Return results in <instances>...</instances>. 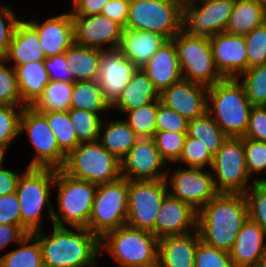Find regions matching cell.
<instances>
[{
  "label": "cell",
  "instance_id": "obj_1",
  "mask_svg": "<svg viewBox=\"0 0 266 267\" xmlns=\"http://www.w3.org/2000/svg\"><path fill=\"white\" fill-rule=\"evenodd\" d=\"M248 219L244 194L218 193L198 211L197 231L203 243L230 252Z\"/></svg>",
  "mask_w": 266,
  "mask_h": 267
},
{
  "label": "cell",
  "instance_id": "obj_2",
  "mask_svg": "<svg viewBox=\"0 0 266 267\" xmlns=\"http://www.w3.org/2000/svg\"><path fill=\"white\" fill-rule=\"evenodd\" d=\"M38 240L44 267H94L100 250V238L87 228L53 225L52 235L42 230L32 233Z\"/></svg>",
  "mask_w": 266,
  "mask_h": 267
},
{
  "label": "cell",
  "instance_id": "obj_3",
  "mask_svg": "<svg viewBox=\"0 0 266 267\" xmlns=\"http://www.w3.org/2000/svg\"><path fill=\"white\" fill-rule=\"evenodd\" d=\"M240 80L224 78L208 87L207 112L228 137H244L253 107Z\"/></svg>",
  "mask_w": 266,
  "mask_h": 267
},
{
  "label": "cell",
  "instance_id": "obj_4",
  "mask_svg": "<svg viewBox=\"0 0 266 267\" xmlns=\"http://www.w3.org/2000/svg\"><path fill=\"white\" fill-rule=\"evenodd\" d=\"M55 186L58 188V212L53 207L52 225L87 228L98 185L73 178L58 169Z\"/></svg>",
  "mask_w": 266,
  "mask_h": 267
},
{
  "label": "cell",
  "instance_id": "obj_5",
  "mask_svg": "<svg viewBox=\"0 0 266 267\" xmlns=\"http://www.w3.org/2000/svg\"><path fill=\"white\" fill-rule=\"evenodd\" d=\"M56 170L27 168L18 180L16 194L20 205L21 226L28 234L41 231V215L45 206L52 221L50 190L54 186Z\"/></svg>",
  "mask_w": 266,
  "mask_h": 267
},
{
  "label": "cell",
  "instance_id": "obj_6",
  "mask_svg": "<svg viewBox=\"0 0 266 267\" xmlns=\"http://www.w3.org/2000/svg\"><path fill=\"white\" fill-rule=\"evenodd\" d=\"M171 41L176 50L182 79L207 87L224 79L216 68L210 37L188 35L181 30Z\"/></svg>",
  "mask_w": 266,
  "mask_h": 267
},
{
  "label": "cell",
  "instance_id": "obj_7",
  "mask_svg": "<svg viewBox=\"0 0 266 267\" xmlns=\"http://www.w3.org/2000/svg\"><path fill=\"white\" fill-rule=\"evenodd\" d=\"M159 239L149 231L124 225L100 238V250L105 249L119 267H133L158 259Z\"/></svg>",
  "mask_w": 266,
  "mask_h": 267
},
{
  "label": "cell",
  "instance_id": "obj_8",
  "mask_svg": "<svg viewBox=\"0 0 266 267\" xmlns=\"http://www.w3.org/2000/svg\"><path fill=\"white\" fill-rule=\"evenodd\" d=\"M61 170L67 175L97 185L118 180L120 162L97 141L80 143L65 159Z\"/></svg>",
  "mask_w": 266,
  "mask_h": 267
},
{
  "label": "cell",
  "instance_id": "obj_9",
  "mask_svg": "<svg viewBox=\"0 0 266 267\" xmlns=\"http://www.w3.org/2000/svg\"><path fill=\"white\" fill-rule=\"evenodd\" d=\"M183 4L181 0H130L126 27L171 40L182 30Z\"/></svg>",
  "mask_w": 266,
  "mask_h": 267
},
{
  "label": "cell",
  "instance_id": "obj_10",
  "mask_svg": "<svg viewBox=\"0 0 266 267\" xmlns=\"http://www.w3.org/2000/svg\"><path fill=\"white\" fill-rule=\"evenodd\" d=\"M128 213V180H118L97 186L88 227L101 238L105 233L126 225Z\"/></svg>",
  "mask_w": 266,
  "mask_h": 267
},
{
  "label": "cell",
  "instance_id": "obj_11",
  "mask_svg": "<svg viewBox=\"0 0 266 267\" xmlns=\"http://www.w3.org/2000/svg\"><path fill=\"white\" fill-rule=\"evenodd\" d=\"M211 169L219 193L244 194L255 183H249L243 137H228L213 156Z\"/></svg>",
  "mask_w": 266,
  "mask_h": 267
},
{
  "label": "cell",
  "instance_id": "obj_12",
  "mask_svg": "<svg viewBox=\"0 0 266 267\" xmlns=\"http://www.w3.org/2000/svg\"><path fill=\"white\" fill-rule=\"evenodd\" d=\"M169 194L165 179L155 181L128 180V213L126 225L152 232L165 197Z\"/></svg>",
  "mask_w": 266,
  "mask_h": 267
},
{
  "label": "cell",
  "instance_id": "obj_13",
  "mask_svg": "<svg viewBox=\"0 0 266 267\" xmlns=\"http://www.w3.org/2000/svg\"><path fill=\"white\" fill-rule=\"evenodd\" d=\"M26 133L36 155L26 168L61 169L66 155L60 150L46 117L34 107H24L20 119V134Z\"/></svg>",
  "mask_w": 266,
  "mask_h": 267
},
{
  "label": "cell",
  "instance_id": "obj_14",
  "mask_svg": "<svg viewBox=\"0 0 266 267\" xmlns=\"http://www.w3.org/2000/svg\"><path fill=\"white\" fill-rule=\"evenodd\" d=\"M234 4L235 0H194L183 4L182 31L206 37L225 32Z\"/></svg>",
  "mask_w": 266,
  "mask_h": 267
},
{
  "label": "cell",
  "instance_id": "obj_15",
  "mask_svg": "<svg viewBox=\"0 0 266 267\" xmlns=\"http://www.w3.org/2000/svg\"><path fill=\"white\" fill-rule=\"evenodd\" d=\"M212 172L201 168H182L178 166L171 175H166L169 194L192 206L197 212L219 192L214 185Z\"/></svg>",
  "mask_w": 266,
  "mask_h": 267
},
{
  "label": "cell",
  "instance_id": "obj_16",
  "mask_svg": "<svg viewBox=\"0 0 266 267\" xmlns=\"http://www.w3.org/2000/svg\"><path fill=\"white\" fill-rule=\"evenodd\" d=\"M119 162L121 177L131 181L165 179L169 172L153 138H139Z\"/></svg>",
  "mask_w": 266,
  "mask_h": 267
},
{
  "label": "cell",
  "instance_id": "obj_17",
  "mask_svg": "<svg viewBox=\"0 0 266 267\" xmlns=\"http://www.w3.org/2000/svg\"><path fill=\"white\" fill-rule=\"evenodd\" d=\"M74 43L90 48H119L123 27L117 22L98 15H72Z\"/></svg>",
  "mask_w": 266,
  "mask_h": 267
},
{
  "label": "cell",
  "instance_id": "obj_18",
  "mask_svg": "<svg viewBox=\"0 0 266 267\" xmlns=\"http://www.w3.org/2000/svg\"><path fill=\"white\" fill-rule=\"evenodd\" d=\"M137 69L119 48L101 50L97 81L110 106L120 96Z\"/></svg>",
  "mask_w": 266,
  "mask_h": 267
},
{
  "label": "cell",
  "instance_id": "obj_19",
  "mask_svg": "<svg viewBox=\"0 0 266 267\" xmlns=\"http://www.w3.org/2000/svg\"><path fill=\"white\" fill-rule=\"evenodd\" d=\"M207 92V86L181 79L161 91L159 100L190 121L207 112Z\"/></svg>",
  "mask_w": 266,
  "mask_h": 267
},
{
  "label": "cell",
  "instance_id": "obj_20",
  "mask_svg": "<svg viewBox=\"0 0 266 267\" xmlns=\"http://www.w3.org/2000/svg\"><path fill=\"white\" fill-rule=\"evenodd\" d=\"M216 68L224 78H238L247 70L245 36L226 32L210 37Z\"/></svg>",
  "mask_w": 266,
  "mask_h": 267
},
{
  "label": "cell",
  "instance_id": "obj_21",
  "mask_svg": "<svg viewBox=\"0 0 266 267\" xmlns=\"http://www.w3.org/2000/svg\"><path fill=\"white\" fill-rule=\"evenodd\" d=\"M197 213L189 204L168 194L157 213L155 236L160 239L166 236L188 234L193 228L196 230Z\"/></svg>",
  "mask_w": 266,
  "mask_h": 267
},
{
  "label": "cell",
  "instance_id": "obj_22",
  "mask_svg": "<svg viewBox=\"0 0 266 267\" xmlns=\"http://www.w3.org/2000/svg\"><path fill=\"white\" fill-rule=\"evenodd\" d=\"M38 34L46 58L64 53L74 43V23L71 12L50 17L43 23L26 21Z\"/></svg>",
  "mask_w": 266,
  "mask_h": 267
},
{
  "label": "cell",
  "instance_id": "obj_23",
  "mask_svg": "<svg viewBox=\"0 0 266 267\" xmlns=\"http://www.w3.org/2000/svg\"><path fill=\"white\" fill-rule=\"evenodd\" d=\"M266 232L249 219L238 232L230 257L235 267H254L266 252Z\"/></svg>",
  "mask_w": 266,
  "mask_h": 267
},
{
  "label": "cell",
  "instance_id": "obj_24",
  "mask_svg": "<svg viewBox=\"0 0 266 267\" xmlns=\"http://www.w3.org/2000/svg\"><path fill=\"white\" fill-rule=\"evenodd\" d=\"M141 69L159 93L182 79L178 57L171 40L166 41Z\"/></svg>",
  "mask_w": 266,
  "mask_h": 267
},
{
  "label": "cell",
  "instance_id": "obj_25",
  "mask_svg": "<svg viewBox=\"0 0 266 267\" xmlns=\"http://www.w3.org/2000/svg\"><path fill=\"white\" fill-rule=\"evenodd\" d=\"M168 39L161 34L123 28L119 49L138 69L145 66L152 55Z\"/></svg>",
  "mask_w": 266,
  "mask_h": 267
},
{
  "label": "cell",
  "instance_id": "obj_26",
  "mask_svg": "<svg viewBox=\"0 0 266 267\" xmlns=\"http://www.w3.org/2000/svg\"><path fill=\"white\" fill-rule=\"evenodd\" d=\"M194 234L166 236L159 239L158 259L163 267H194L195 254L201 241L197 229Z\"/></svg>",
  "mask_w": 266,
  "mask_h": 267
},
{
  "label": "cell",
  "instance_id": "obj_27",
  "mask_svg": "<svg viewBox=\"0 0 266 267\" xmlns=\"http://www.w3.org/2000/svg\"><path fill=\"white\" fill-rule=\"evenodd\" d=\"M11 66H17L30 62L44 61L46 56L39 41L37 32L26 22L20 20L15 28L7 53L3 58Z\"/></svg>",
  "mask_w": 266,
  "mask_h": 267
},
{
  "label": "cell",
  "instance_id": "obj_28",
  "mask_svg": "<svg viewBox=\"0 0 266 267\" xmlns=\"http://www.w3.org/2000/svg\"><path fill=\"white\" fill-rule=\"evenodd\" d=\"M159 94L144 71L137 69L128 85L110 108H118L117 110L124 114L128 110H134L159 100Z\"/></svg>",
  "mask_w": 266,
  "mask_h": 267
},
{
  "label": "cell",
  "instance_id": "obj_29",
  "mask_svg": "<svg viewBox=\"0 0 266 267\" xmlns=\"http://www.w3.org/2000/svg\"><path fill=\"white\" fill-rule=\"evenodd\" d=\"M21 96V106L33 107L43 96L50 82L44 61L30 62L15 68Z\"/></svg>",
  "mask_w": 266,
  "mask_h": 267
},
{
  "label": "cell",
  "instance_id": "obj_30",
  "mask_svg": "<svg viewBox=\"0 0 266 267\" xmlns=\"http://www.w3.org/2000/svg\"><path fill=\"white\" fill-rule=\"evenodd\" d=\"M265 21L266 7L261 0H235L225 32L246 36Z\"/></svg>",
  "mask_w": 266,
  "mask_h": 267
},
{
  "label": "cell",
  "instance_id": "obj_31",
  "mask_svg": "<svg viewBox=\"0 0 266 267\" xmlns=\"http://www.w3.org/2000/svg\"><path fill=\"white\" fill-rule=\"evenodd\" d=\"M105 121L103 119L101 123L98 141L108 152L120 160L135 145L139 137L125 120Z\"/></svg>",
  "mask_w": 266,
  "mask_h": 267
},
{
  "label": "cell",
  "instance_id": "obj_32",
  "mask_svg": "<svg viewBox=\"0 0 266 267\" xmlns=\"http://www.w3.org/2000/svg\"><path fill=\"white\" fill-rule=\"evenodd\" d=\"M101 49L80 46L73 43L65 52L74 82L97 80Z\"/></svg>",
  "mask_w": 266,
  "mask_h": 267
},
{
  "label": "cell",
  "instance_id": "obj_33",
  "mask_svg": "<svg viewBox=\"0 0 266 267\" xmlns=\"http://www.w3.org/2000/svg\"><path fill=\"white\" fill-rule=\"evenodd\" d=\"M69 109H82L96 114L110 109L105 101L97 80L73 82V92Z\"/></svg>",
  "mask_w": 266,
  "mask_h": 267
},
{
  "label": "cell",
  "instance_id": "obj_34",
  "mask_svg": "<svg viewBox=\"0 0 266 267\" xmlns=\"http://www.w3.org/2000/svg\"><path fill=\"white\" fill-rule=\"evenodd\" d=\"M187 135L200 140L212 156L218 152L228 138L208 112L188 122Z\"/></svg>",
  "mask_w": 266,
  "mask_h": 267
},
{
  "label": "cell",
  "instance_id": "obj_35",
  "mask_svg": "<svg viewBox=\"0 0 266 267\" xmlns=\"http://www.w3.org/2000/svg\"><path fill=\"white\" fill-rule=\"evenodd\" d=\"M19 246L0 257V267H44L40 244L32 234L26 235Z\"/></svg>",
  "mask_w": 266,
  "mask_h": 267
},
{
  "label": "cell",
  "instance_id": "obj_36",
  "mask_svg": "<svg viewBox=\"0 0 266 267\" xmlns=\"http://www.w3.org/2000/svg\"><path fill=\"white\" fill-rule=\"evenodd\" d=\"M47 119L60 150L67 156L80 144L67 111H38Z\"/></svg>",
  "mask_w": 266,
  "mask_h": 267
},
{
  "label": "cell",
  "instance_id": "obj_37",
  "mask_svg": "<svg viewBox=\"0 0 266 267\" xmlns=\"http://www.w3.org/2000/svg\"><path fill=\"white\" fill-rule=\"evenodd\" d=\"M73 92V82L50 80L43 96L33 106L37 111L69 110Z\"/></svg>",
  "mask_w": 266,
  "mask_h": 267
},
{
  "label": "cell",
  "instance_id": "obj_38",
  "mask_svg": "<svg viewBox=\"0 0 266 267\" xmlns=\"http://www.w3.org/2000/svg\"><path fill=\"white\" fill-rule=\"evenodd\" d=\"M160 100L134 110H128L125 120L139 138H153L156 132V116Z\"/></svg>",
  "mask_w": 266,
  "mask_h": 267
},
{
  "label": "cell",
  "instance_id": "obj_39",
  "mask_svg": "<svg viewBox=\"0 0 266 267\" xmlns=\"http://www.w3.org/2000/svg\"><path fill=\"white\" fill-rule=\"evenodd\" d=\"M71 124L80 143L93 142L99 139L103 118L99 114L82 109H69Z\"/></svg>",
  "mask_w": 266,
  "mask_h": 267
},
{
  "label": "cell",
  "instance_id": "obj_40",
  "mask_svg": "<svg viewBox=\"0 0 266 267\" xmlns=\"http://www.w3.org/2000/svg\"><path fill=\"white\" fill-rule=\"evenodd\" d=\"M240 81L246 92V96L253 106H266V64L248 68Z\"/></svg>",
  "mask_w": 266,
  "mask_h": 267
},
{
  "label": "cell",
  "instance_id": "obj_41",
  "mask_svg": "<svg viewBox=\"0 0 266 267\" xmlns=\"http://www.w3.org/2000/svg\"><path fill=\"white\" fill-rule=\"evenodd\" d=\"M23 108L21 105L0 106V148L6 151L12 141L20 135Z\"/></svg>",
  "mask_w": 266,
  "mask_h": 267
},
{
  "label": "cell",
  "instance_id": "obj_42",
  "mask_svg": "<svg viewBox=\"0 0 266 267\" xmlns=\"http://www.w3.org/2000/svg\"><path fill=\"white\" fill-rule=\"evenodd\" d=\"M244 196L249 220L257 223L266 232V183L255 182Z\"/></svg>",
  "mask_w": 266,
  "mask_h": 267
},
{
  "label": "cell",
  "instance_id": "obj_43",
  "mask_svg": "<svg viewBox=\"0 0 266 267\" xmlns=\"http://www.w3.org/2000/svg\"><path fill=\"white\" fill-rule=\"evenodd\" d=\"M186 137L187 132L156 131L153 140L166 163L168 161L176 163L181 155Z\"/></svg>",
  "mask_w": 266,
  "mask_h": 267
},
{
  "label": "cell",
  "instance_id": "obj_44",
  "mask_svg": "<svg viewBox=\"0 0 266 267\" xmlns=\"http://www.w3.org/2000/svg\"><path fill=\"white\" fill-rule=\"evenodd\" d=\"M187 165L188 168H201L206 166H212L213 156L204 147L200 140L191 138L187 135L181 155L176 161Z\"/></svg>",
  "mask_w": 266,
  "mask_h": 267
},
{
  "label": "cell",
  "instance_id": "obj_45",
  "mask_svg": "<svg viewBox=\"0 0 266 267\" xmlns=\"http://www.w3.org/2000/svg\"><path fill=\"white\" fill-rule=\"evenodd\" d=\"M0 59V106L21 105V96L15 69Z\"/></svg>",
  "mask_w": 266,
  "mask_h": 267
},
{
  "label": "cell",
  "instance_id": "obj_46",
  "mask_svg": "<svg viewBox=\"0 0 266 267\" xmlns=\"http://www.w3.org/2000/svg\"><path fill=\"white\" fill-rule=\"evenodd\" d=\"M247 69L266 64V21L245 36Z\"/></svg>",
  "mask_w": 266,
  "mask_h": 267
},
{
  "label": "cell",
  "instance_id": "obj_47",
  "mask_svg": "<svg viewBox=\"0 0 266 267\" xmlns=\"http://www.w3.org/2000/svg\"><path fill=\"white\" fill-rule=\"evenodd\" d=\"M194 267H235L230 253L211 247L202 241L198 243Z\"/></svg>",
  "mask_w": 266,
  "mask_h": 267
},
{
  "label": "cell",
  "instance_id": "obj_48",
  "mask_svg": "<svg viewBox=\"0 0 266 267\" xmlns=\"http://www.w3.org/2000/svg\"><path fill=\"white\" fill-rule=\"evenodd\" d=\"M247 173H262L266 170V142L243 138Z\"/></svg>",
  "mask_w": 266,
  "mask_h": 267
},
{
  "label": "cell",
  "instance_id": "obj_49",
  "mask_svg": "<svg viewBox=\"0 0 266 267\" xmlns=\"http://www.w3.org/2000/svg\"><path fill=\"white\" fill-rule=\"evenodd\" d=\"M188 120L179 113L164 106L158 105L156 116V131L188 132Z\"/></svg>",
  "mask_w": 266,
  "mask_h": 267
},
{
  "label": "cell",
  "instance_id": "obj_50",
  "mask_svg": "<svg viewBox=\"0 0 266 267\" xmlns=\"http://www.w3.org/2000/svg\"><path fill=\"white\" fill-rule=\"evenodd\" d=\"M10 6L0 8V59H3L11 43L15 28L20 20ZM6 20V21H5Z\"/></svg>",
  "mask_w": 266,
  "mask_h": 267
},
{
  "label": "cell",
  "instance_id": "obj_51",
  "mask_svg": "<svg viewBox=\"0 0 266 267\" xmlns=\"http://www.w3.org/2000/svg\"><path fill=\"white\" fill-rule=\"evenodd\" d=\"M243 138L266 142V106H253Z\"/></svg>",
  "mask_w": 266,
  "mask_h": 267
},
{
  "label": "cell",
  "instance_id": "obj_52",
  "mask_svg": "<svg viewBox=\"0 0 266 267\" xmlns=\"http://www.w3.org/2000/svg\"><path fill=\"white\" fill-rule=\"evenodd\" d=\"M0 224L21 225L20 205L16 192L0 197Z\"/></svg>",
  "mask_w": 266,
  "mask_h": 267
},
{
  "label": "cell",
  "instance_id": "obj_53",
  "mask_svg": "<svg viewBox=\"0 0 266 267\" xmlns=\"http://www.w3.org/2000/svg\"><path fill=\"white\" fill-rule=\"evenodd\" d=\"M68 65L69 62L64 53L51 56L44 60V66L48 72L50 80L74 82Z\"/></svg>",
  "mask_w": 266,
  "mask_h": 267
},
{
  "label": "cell",
  "instance_id": "obj_54",
  "mask_svg": "<svg viewBox=\"0 0 266 267\" xmlns=\"http://www.w3.org/2000/svg\"><path fill=\"white\" fill-rule=\"evenodd\" d=\"M130 0H108L102 8L101 14L126 27Z\"/></svg>",
  "mask_w": 266,
  "mask_h": 267
},
{
  "label": "cell",
  "instance_id": "obj_55",
  "mask_svg": "<svg viewBox=\"0 0 266 267\" xmlns=\"http://www.w3.org/2000/svg\"><path fill=\"white\" fill-rule=\"evenodd\" d=\"M28 235L21 225L0 224V251L3 250L10 242H21Z\"/></svg>",
  "mask_w": 266,
  "mask_h": 267
},
{
  "label": "cell",
  "instance_id": "obj_56",
  "mask_svg": "<svg viewBox=\"0 0 266 267\" xmlns=\"http://www.w3.org/2000/svg\"><path fill=\"white\" fill-rule=\"evenodd\" d=\"M108 0H74L72 15H98Z\"/></svg>",
  "mask_w": 266,
  "mask_h": 267
},
{
  "label": "cell",
  "instance_id": "obj_57",
  "mask_svg": "<svg viewBox=\"0 0 266 267\" xmlns=\"http://www.w3.org/2000/svg\"><path fill=\"white\" fill-rule=\"evenodd\" d=\"M22 173L0 169V197L16 192L17 183Z\"/></svg>",
  "mask_w": 266,
  "mask_h": 267
},
{
  "label": "cell",
  "instance_id": "obj_58",
  "mask_svg": "<svg viewBox=\"0 0 266 267\" xmlns=\"http://www.w3.org/2000/svg\"><path fill=\"white\" fill-rule=\"evenodd\" d=\"M133 267H163L161 262L159 261V259L151 262V263H147V264H142L139 266H133Z\"/></svg>",
  "mask_w": 266,
  "mask_h": 267
},
{
  "label": "cell",
  "instance_id": "obj_59",
  "mask_svg": "<svg viewBox=\"0 0 266 267\" xmlns=\"http://www.w3.org/2000/svg\"><path fill=\"white\" fill-rule=\"evenodd\" d=\"M254 267H266V252L258 260L257 264Z\"/></svg>",
  "mask_w": 266,
  "mask_h": 267
},
{
  "label": "cell",
  "instance_id": "obj_60",
  "mask_svg": "<svg viewBox=\"0 0 266 267\" xmlns=\"http://www.w3.org/2000/svg\"><path fill=\"white\" fill-rule=\"evenodd\" d=\"M6 152H7L6 150H4L3 148H0V169L3 167L2 163H3Z\"/></svg>",
  "mask_w": 266,
  "mask_h": 267
},
{
  "label": "cell",
  "instance_id": "obj_61",
  "mask_svg": "<svg viewBox=\"0 0 266 267\" xmlns=\"http://www.w3.org/2000/svg\"><path fill=\"white\" fill-rule=\"evenodd\" d=\"M253 181L254 182H265L266 183V179L265 178H260V179L259 178H257V179L255 178V179H253Z\"/></svg>",
  "mask_w": 266,
  "mask_h": 267
},
{
  "label": "cell",
  "instance_id": "obj_62",
  "mask_svg": "<svg viewBox=\"0 0 266 267\" xmlns=\"http://www.w3.org/2000/svg\"><path fill=\"white\" fill-rule=\"evenodd\" d=\"M184 4H186V3H189V2H192V1H194V0H181Z\"/></svg>",
  "mask_w": 266,
  "mask_h": 267
},
{
  "label": "cell",
  "instance_id": "obj_63",
  "mask_svg": "<svg viewBox=\"0 0 266 267\" xmlns=\"http://www.w3.org/2000/svg\"><path fill=\"white\" fill-rule=\"evenodd\" d=\"M261 2L265 5L266 7V0H261Z\"/></svg>",
  "mask_w": 266,
  "mask_h": 267
}]
</instances>
